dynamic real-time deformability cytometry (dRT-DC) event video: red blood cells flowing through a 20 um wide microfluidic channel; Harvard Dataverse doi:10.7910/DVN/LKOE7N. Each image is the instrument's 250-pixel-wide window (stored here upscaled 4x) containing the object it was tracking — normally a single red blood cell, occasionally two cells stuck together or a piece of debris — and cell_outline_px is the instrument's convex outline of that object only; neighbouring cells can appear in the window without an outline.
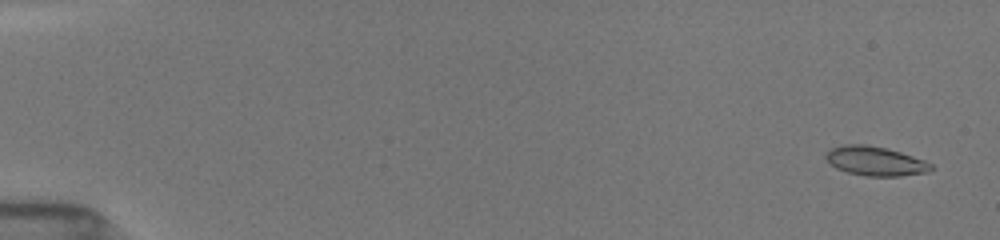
{"species": "common noctule bat (a hibernating species)", "species_latin": "Nyctalus noctula", "temperature_condition": "room temperature", "stored_images_in_passage": 54, "camera_frame_rate_fps": 3000, "um_per_image_px": 0.085, "animal": {"sex": "female", "body_mass_g": 19.5, "forearm_length_mm": 54.1}, "frame": {"image": 1, "passage_image": 3, "time_ms": 0.667, "image_size_px": [1000, 240], "cell_outline_px": [[932, 168], [928, 172], [900, 176], [864, 176], [848, 172], [836, 168], [824, 156], [824, 152], [832, 148], [844, 144], [868, 144], [888, 148], [924, 160], [932, 164]], "centroid_in_image_um": [74.38, 13.68], "position_along_channel_um": 10.6, "area_um2": 17.98}}
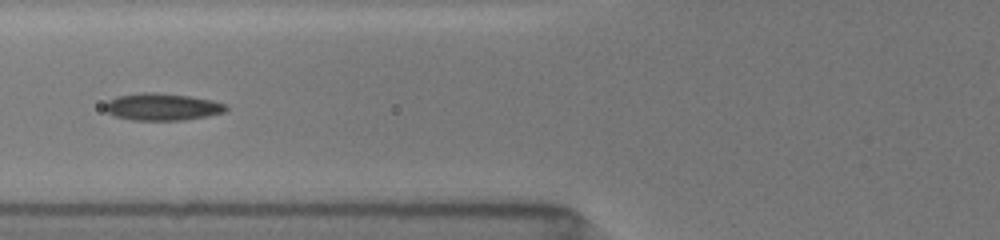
{"frame": {"image": 2, "passage_image": 23, "time_ms": 7.333, "image_size_px": [1000, 240], "cell_outline_px": [[228, 108], [224, 112], [208, 116], [184, 120], [132, 120], [112, 116], [104, 108], [104, 104], [108, 100], [116, 96], [140, 92], [156, 92], [188, 96], [212, 100], [228, 104]], "centroid_in_image_um": [13.77, 9.08], "position_along_channel_um": 112.0, "area_um2": 19.36}}
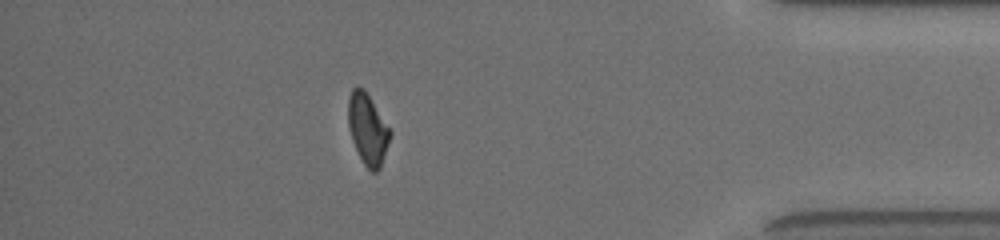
{"frame": {"image": 3, "passage_image": 48, "time_ms": 15.667, "image_size_px": [1000, 240], "cell_outline_px": [[392, 132], [380, 168], [376, 172], [372, 172], [364, 164], [352, 140], [348, 124], [348, 96], [352, 88], [364, 88]], "centroid_in_image_um": [31.24, 10.96], "position_along_channel_um": 404.0, "area_um2": 17.05}, "authors_computed_cell_mechanics": {"area_um2": 18.1203, "velocity_mm_per_s": 3.921, "shape_relaxation_time_tau1_ms": null, "shape_relaxation_time_tau2_ms": 6.2842, "deformation_change_tau1": null, "deformation_change_tau2": 0.1133}}